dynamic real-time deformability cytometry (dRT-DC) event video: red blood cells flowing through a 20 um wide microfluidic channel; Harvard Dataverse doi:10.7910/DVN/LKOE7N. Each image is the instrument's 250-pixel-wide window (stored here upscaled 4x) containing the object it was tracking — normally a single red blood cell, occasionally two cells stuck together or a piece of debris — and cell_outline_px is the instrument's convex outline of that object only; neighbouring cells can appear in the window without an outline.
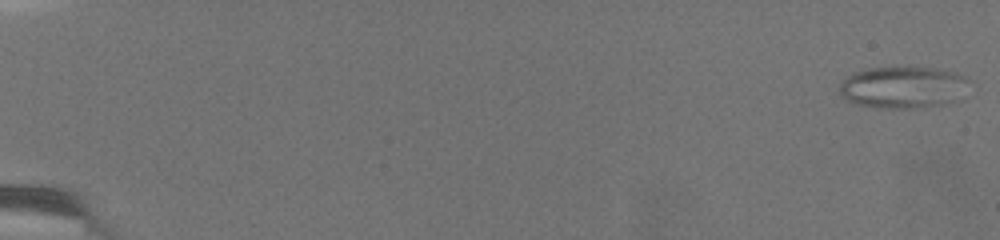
{"species": "common noctule bat (a hibernating species)", "species_latin": "Nyctalus noctula", "temperature_condition": "warm", "stored_images_in_passage": 63, "camera_frame_rate_fps": 3000, "um_per_image_px": 0.085, "animal": {"sex": "female", "body_mass_g": 19.5, "forearm_length_mm": 54.1}, "frame": {"image": 1, "passage_image": 1, "time_ms": 0.0, "image_size_px": [1000, 240], "cell_outline_px": [[968, 80], [964, 100], [916, 108], [876, 108], [844, 100], [840, 92], [840, 84], [848, 76], [856, 72], [868, 68], [932, 68], [956, 72], [968, 76]], "centroid_in_image_um": [76.83, 7.44], "position_along_channel_um": 8.2, "area_um2": 31.73}}
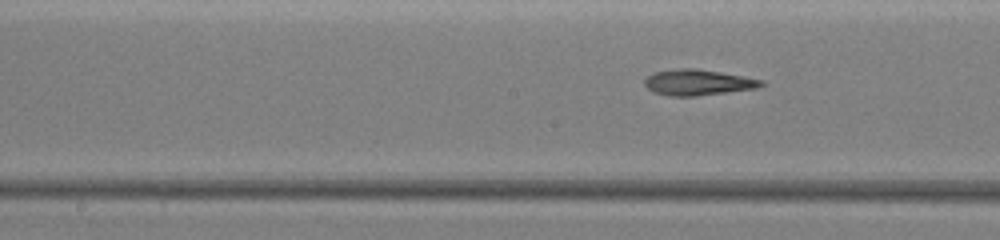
{"frame": {"image": 2, "passage_image": 35, "time_ms": 10.667, "image_size_px": [1000, 240], "cell_outline_px": [[764, 84], [756, 88], [696, 96], [668, 96], [652, 92], [644, 84], [644, 80], [652, 72], [676, 68], [696, 68], [744, 76], [764, 80]], "centroid_in_image_um": [59.28, 7.0], "position_along_channel_um": 188.9, "area_um2": 17.63}}
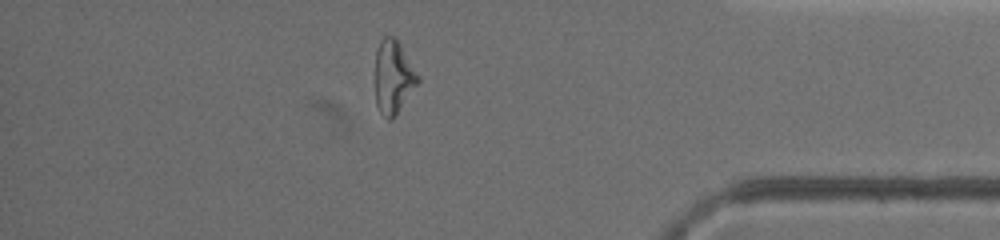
{"frame": {"image": 3, "passage_image": 56, "time_ms": 17.333, "image_size_px": [1000, 240], "cell_outline_px": [[420, 80], [396, 116], [392, 120], [388, 120], [380, 112], [376, 104], [376, 52], [380, 40], [384, 36], [392, 36], [396, 40], [420, 76]], "centroid_in_image_um": [33.44, 6.59], "position_along_channel_um": 401.8, "area_um2": 18.03}, "authors_computed_cell_mechanics": {"area_um2": 18.9006, "velocity_mm_per_s": 3.5905, "shape_relaxation_time_tau1_ms": null, "shape_relaxation_time_tau2_ms": 3.0434, "deformation_change_tau1": null, "deformation_change_tau2": 0.1367}}